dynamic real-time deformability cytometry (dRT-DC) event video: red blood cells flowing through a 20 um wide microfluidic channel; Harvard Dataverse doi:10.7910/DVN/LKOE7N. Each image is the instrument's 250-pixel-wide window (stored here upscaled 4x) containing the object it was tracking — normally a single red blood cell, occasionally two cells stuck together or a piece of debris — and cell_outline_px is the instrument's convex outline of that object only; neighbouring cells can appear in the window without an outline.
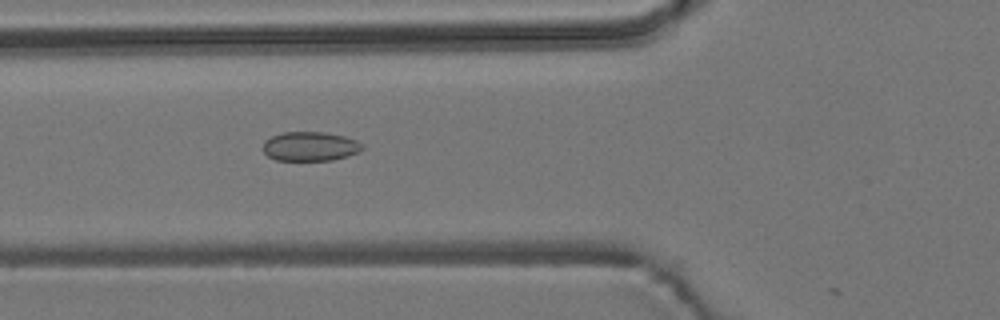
{"species": "common noctule bat (a hibernating species)", "species_latin": "Nyctalus noctula", "temperature_condition": "room temperature", "stored_images_in_passage": 16, "camera_frame_rate_fps": 3000, "um_per_image_px": 0.085, "animal": {"sex": "male", "body_mass_g": 19.2, "forearm_length_mm": 51.8}, "frame": {"image": 1, "passage_image": 15, "time_ms": 4.667, "image_size_px": [1000, 320], "cell_outline_px": [[364, 148], [348, 156], [332, 160], [276, 160], [268, 156], [264, 152], [264, 140], [272, 136], [284, 132], [324, 132], [344, 136], [356, 140], [364, 144]], "centroid_in_image_um": [26.37, 12.44], "position_along_channel_um": 99.4, "area_um2": 16.88}}